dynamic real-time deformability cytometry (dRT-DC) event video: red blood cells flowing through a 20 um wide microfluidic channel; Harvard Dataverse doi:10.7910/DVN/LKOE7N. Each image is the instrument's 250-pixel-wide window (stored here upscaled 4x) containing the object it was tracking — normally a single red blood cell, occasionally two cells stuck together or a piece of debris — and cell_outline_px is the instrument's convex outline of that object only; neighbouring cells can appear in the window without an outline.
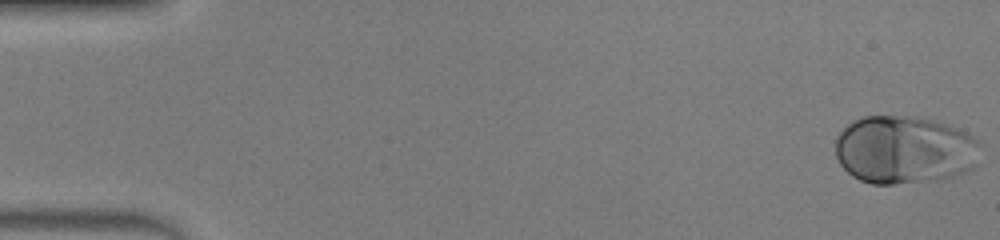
{"species": "human", "species_latin": "Homo sapiens", "temperature_condition": "warm", "stored_images_in_passage": 48, "camera_frame_rate_fps": 3000, "um_per_image_px": 0.085, "donor": {"sex": "male"}, "frame": {"image": 1, "passage_image": 1, "time_ms": 0.0, "image_size_px": [1000, 240], "cell_outline_px": [[980, 144], [976, 164], [972, 168], [964, 172], [936, 180], [892, 184], [872, 184], [860, 180], [852, 176], [840, 164], [836, 156], [836, 136], [852, 120], [864, 116], [908, 116], [932, 120], [956, 128], [980, 140]], "centroid_in_image_um": [76.85, 12.73], "position_along_channel_um": 8.1, "area_um2": 57.45}}
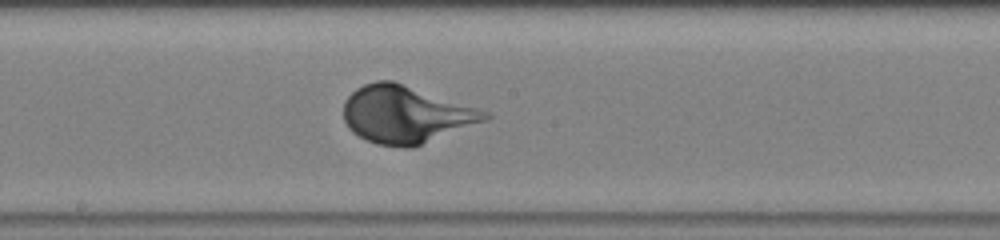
{"frame": {"image": 2, "passage_image": 26, "time_ms": 8.333, "image_size_px": [1000, 240], "cell_outline_px": [[492, 116], [488, 120], [412, 148], [404, 148], [376, 144], [352, 132], [348, 128], [344, 120], [344, 100], [356, 88], [364, 84], [376, 80], [392, 80], [492, 112]], "centroid_in_image_um": [34.52, 9.73], "position_along_channel_um": 213.7, "area_um2": 47.51}}
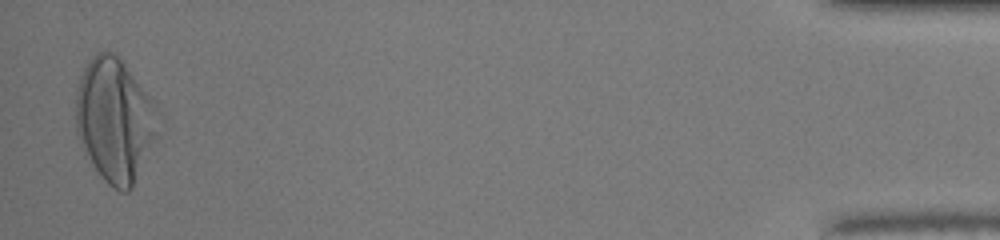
{"frame": {"image": 3, "passage_image": 47, "time_ms": 15.333, "image_size_px": [1000, 240], "cell_outline_px": [[160, 136], [132, 188], [128, 192], [120, 192], [112, 188], [104, 180], [96, 168], [76, 132], [76, 92], [80, 76], [84, 68], [92, 56], [96, 52], [112, 52], [124, 64], [156, 104], [160, 112]], "centroid_in_image_um": [9.82, 10.24], "position_along_channel_um": 425.4, "area_um2": 59.48}}